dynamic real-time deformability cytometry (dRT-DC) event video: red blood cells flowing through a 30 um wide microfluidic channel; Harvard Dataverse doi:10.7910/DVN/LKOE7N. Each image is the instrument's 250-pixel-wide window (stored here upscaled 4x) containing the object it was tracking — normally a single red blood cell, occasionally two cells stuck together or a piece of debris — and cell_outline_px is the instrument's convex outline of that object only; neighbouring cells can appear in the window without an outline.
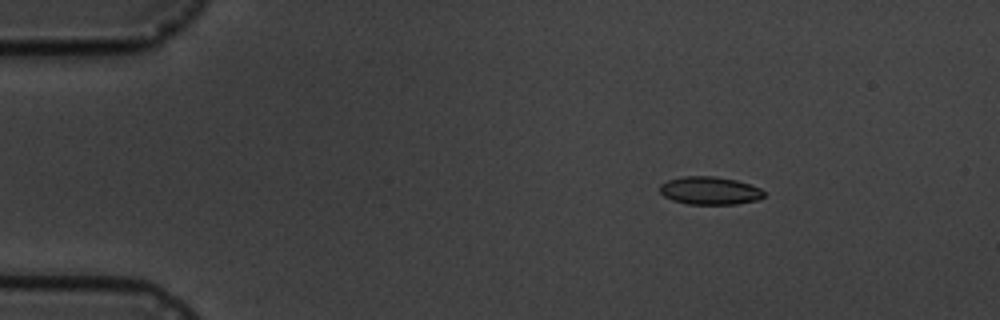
{"species": "common noctule bat (a hibernating species)", "species_latin": "Nyctalus noctula", "temperature_condition": "cold", "stored_images_in_passage": 6, "camera_frame_rate_fps": 3000, "um_per_image_px": 0.085, "animal": {"sex": "male", "body_mass_g": 19.5, "forearm_length_mm": 54.6}, "frame": {"image": 1, "passage_image": 2, "time_ms": 1.333, "image_size_px": [1000, 320], "cell_outline_px": [[764, 196], [756, 200], [736, 204], [688, 204], [672, 200], [664, 196], [660, 192], [660, 184], [668, 180], [684, 176], [716, 176], [736, 180], [760, 188], [764, 192]], "centroid_in_image_um": [60.31, 16.2], "position_along_channel_um": 24.7, "area_um2": 16.88}}
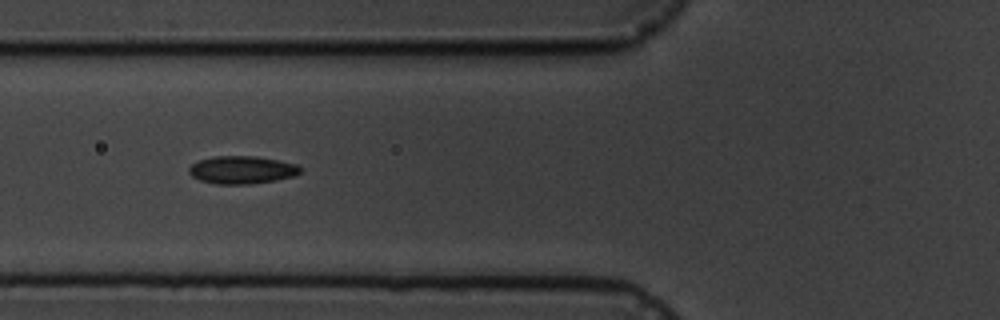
{"frame": {"image": 2, "passage_image": 5, "time_ms": 5.667, "image_size_px": [1000, 320], "cell_outline_px": [[304, 168], [296, 176], [276, 180], [248, 184], [216, 184], [200, 180], [192, 176], [188, 172], [188, 168], [192, 164], [200, 160], [216, 156], [256, 156], [296, 164]], "centroid_in_image_um": [20.58, 14.44], "position_along_channel_um": 105.2, "area_um2": 18.03}}
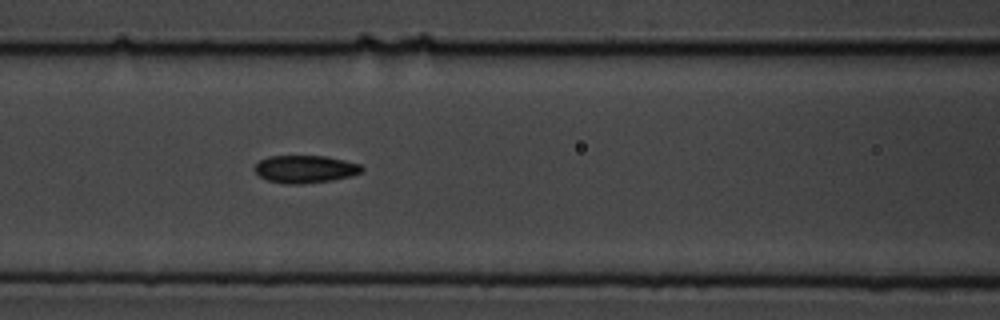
{"frame": {"image": 3, "passage_image": 6, "time_ms": 6.667, "image_size_px": [1000, 320], "cell_outline_px": [[364, 168], [360, 172], [352, 176], [332, 180], [300, 184], [288, 184], [268, 180], [260, 176], [252, 168], [260, 160], [268, 156], [324, 156], [344, 160], [360, 164]], "centroid_in_image_um": [25.93, 14.37], "position_along_channel_um": 140.7, "area_um2": 17.17}}